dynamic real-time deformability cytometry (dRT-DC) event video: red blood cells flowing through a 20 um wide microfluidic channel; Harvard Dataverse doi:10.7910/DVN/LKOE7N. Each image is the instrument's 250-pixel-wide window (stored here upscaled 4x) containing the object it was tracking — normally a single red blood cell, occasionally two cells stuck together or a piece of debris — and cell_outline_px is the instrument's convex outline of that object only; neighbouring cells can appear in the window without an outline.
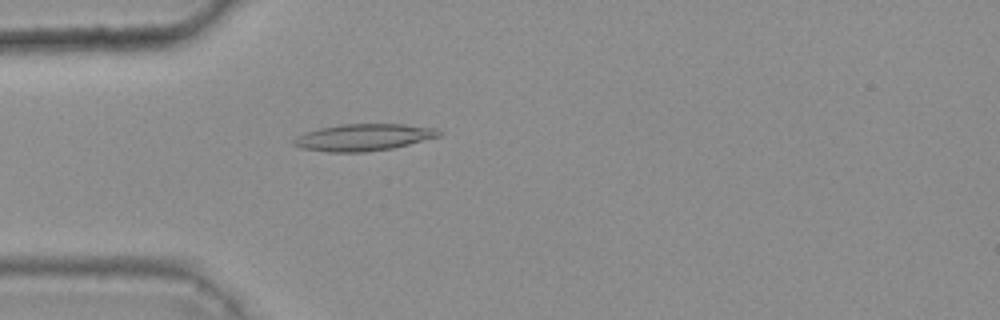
{"species": "common noctule bat (a hibernating species)", "species_latin": "Nyctalus noctula", "temperature_condition": "warm", "stored_images_in_passage": 48, "camera_frame_rate_fps": 3000, "um_per_image_px": 0.085, "animal": {"sex": "female", "body_mass_g": 25.1}, "frame": {"image": 1, "passage_image": 15, "time_ms": 4.667, "image_size_px": [1000, 320], "cell_outline_px": [[444, 132], [440, 136], [392, 148], [364, 152], [328, 152], [300, 148], [292, 144], [292, 140], [296, 136], [304, 132], [320, 128], [340, 124], [404, 124], [436, 128]], "centroid_in_image_um": [30.87, 11.67], "position_along_channel_um": 54.1, "area_um2": 22.83}}
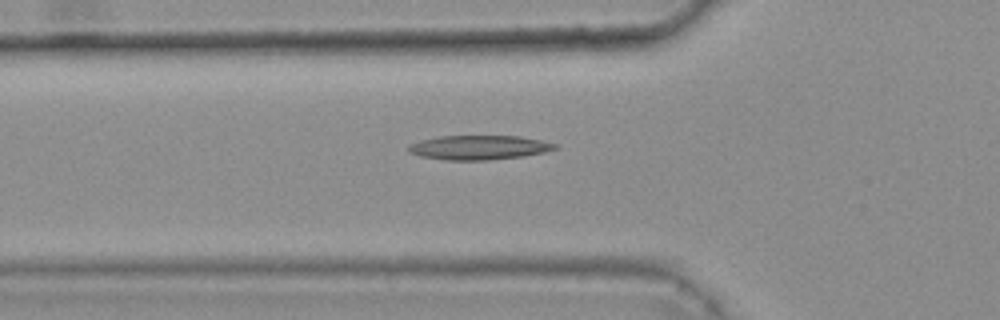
{"frame": {"image": 2, "passage_image": 18, "time_ms": 5.667, "image_size_px": [1000, 320], "cell_outline_px": [[560, 148], [544, 152], [524, 156], [488, 160], [444, 160], [420, 156], [408, 152], [408, 144], [420, 140], [440, 136], [520, 136], [540, 140], [556, 144]], "centroid_in_image_um": [40.69, 12.54], "position_along_channel_um": 85.1, "area_um2": 20.87}}
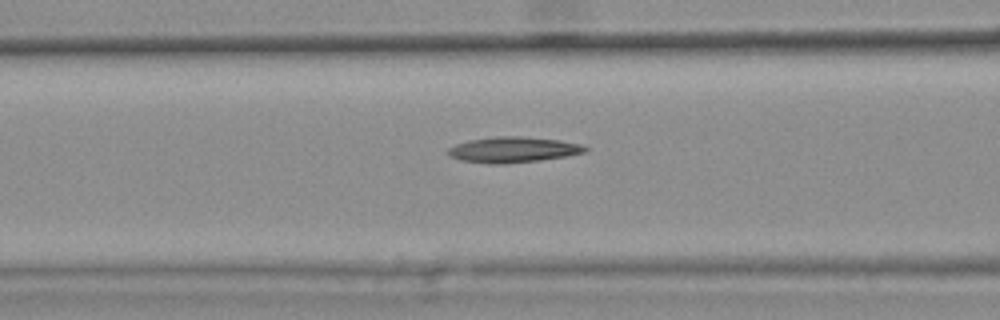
{"frame": {"image": 3, "passage_image": 21, "time_ms": 6.667, "image_size_px": [1000, 320], "cell_outline_px": [[588, 152], [568, 156], [540, 160], [504, 164], [488, 164], [460, 160], [452, 156], [448, 152], [448, 148], [456, 144], [468, 140], [496, 136], [520, 136], [560, 140], [580, 144], [588, 148]], "centroid_in_image_um": [43.64, 12.72], "position_along_channel_um": 123.0, "area_um2": 20.58}}